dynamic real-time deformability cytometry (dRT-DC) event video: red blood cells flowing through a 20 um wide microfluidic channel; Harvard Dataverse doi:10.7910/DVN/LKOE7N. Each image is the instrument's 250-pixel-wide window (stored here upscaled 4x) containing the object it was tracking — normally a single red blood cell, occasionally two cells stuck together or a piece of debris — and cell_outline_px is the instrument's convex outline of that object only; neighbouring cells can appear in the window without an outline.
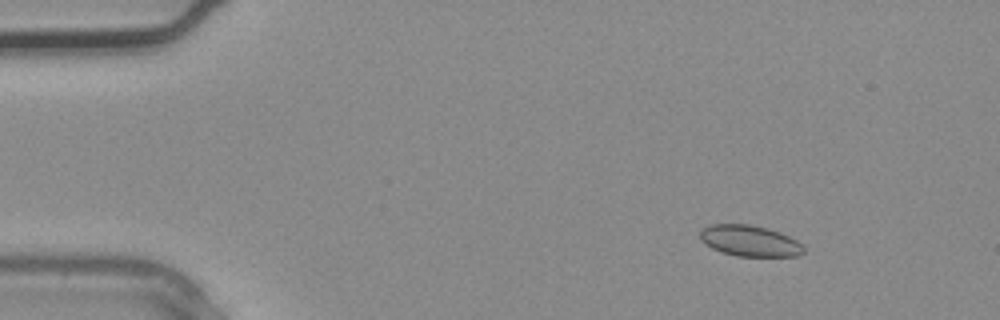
{"species": "common noctule bat (a hibernating species)", "species_latin": "Nyctalus noctula", "temperature_condition": "warm", "stored_images_in_passage": 2, "camera_frame_rate_fps": 3000, "um_per_image_px": 0.085, "animal": {"sex": "male", "body_mass_g": 20.4}, "frame": {"image": 1, "passage_image": 1, "time_ms": 0.0, "image_size_px": [1000, 320], "cell_outline_px": [[804, 252], [800, 256], [736, 256], [720, 252], [712, 248], [700, 240], [700, 228], [712, 224], [752, 224], [768, 228], [780, 232], [804, 244]], "centroid_in_image_um": [63.73, 20.47], "position_along_channel_um": 21.3, "area_um2": 19.02}}
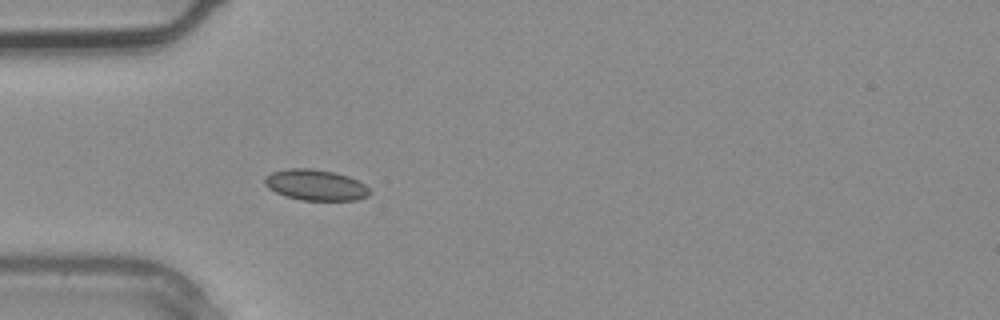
{"frame": {"image": 2, "passage_image": 2, "time_ms": 0.333, "image_size_px": [1000, 320], "cell_outline_px": [[372, 192], [368, 196], [356, 200], [304, 200], [288, 196], [276, 192], [268, 188], [264, 184], [264, 176], [272, 172], [288, 168], [312, 168], [336, 172], [348, 176], [364, 184]], "centroid_in_image_um": [26.82, 15.71], "position_along_channel_um": 58.2, "area_um2": 18.9}}